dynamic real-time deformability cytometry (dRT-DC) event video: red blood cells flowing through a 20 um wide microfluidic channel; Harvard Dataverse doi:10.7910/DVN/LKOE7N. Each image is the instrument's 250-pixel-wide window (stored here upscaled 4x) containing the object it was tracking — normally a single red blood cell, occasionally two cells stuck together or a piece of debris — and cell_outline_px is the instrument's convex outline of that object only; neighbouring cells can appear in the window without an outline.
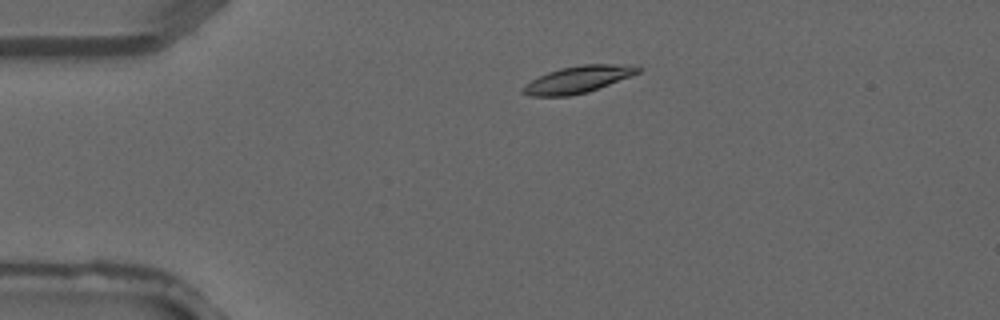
{"species": "common noctule bat (a hibernating species)", "species_latin": "Nyctalus noctula", "temperature_condition": "warm", "stored_images_in_passage": 3, "camera_frame_rate_fps": 3000, "um_per_image_px": 0.085, "animal": {"sex": "male", "forearm_length_mm": 52.5}, "frame": {"image": 1, "passage_image": 2, "time_ms": 0.333, "image_size_px": [1000, 320], "cell_outline_px": [[640, 72], [632, 76], [588, 92], [568, 96], [528, 96], [520, 92], [520, 88], [524, 84], [548, 72], [560, 68], [580, 64], [636, 64], [640, 68]], "centroid_in_image_um": [49.13, 6.75], "position_along_channel_um": 35.9, "area_um2": 18.32}}